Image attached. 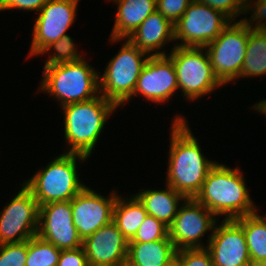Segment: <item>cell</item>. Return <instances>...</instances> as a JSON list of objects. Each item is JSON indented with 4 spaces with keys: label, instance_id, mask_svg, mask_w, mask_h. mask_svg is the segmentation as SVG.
<instances>
[{
    "label": "cell",
    "instance_id": "cell-1",
    "mask_svg": "<svg viewBox=\"0 0 266 266\" xmlns=\"http://www.w3.org/2000/svg\"><path fill=\"white\" fill-rule=\"evenodd\" d=\"M171 123L168 167L164 182L186 198H195L217 162L204 156L185 116L176 114Z\"/></svg>",
    "mask_w": 266,
    "mask_h": 266
},
{
    "label": "cell",
    "instance_id": "cell-2",
    "mask_svg": "<svg viewBox=\"0 0 266 266\" xmlns=\"http://www.w3.org/2000/svg\"><path fill=\"white\" fill-rule=\"evenodd\" d=\"M246 184L240 167L231 168L217 161L195 199L218 219H237L258 211Z\"/></svg>",
    "mask_w": 266,
    "mask_h": 266
},
{
    "label": "cell",
    "instance_id": "cell-3",
    "mask_svg": "<svg viewBox=\"0 0 266 266\" xmlns=\"http://www.w3.org/2000/svg\"><path fill=\"white\" fill-rule=\"evenodd\" d=\"M63 113L65 153L91 157L107 121L117 109L101 94L91 100L60 108ZM93 151V152H92Z\"/></svg>",
    "mask_w": 266,
    "mask_h": 266
},
{
    "label": "cell",
    "instance_id": "cell-4",
    "mask_svg": "<svg viewBox=\"0 0 266 266\" xmlns=\"http://www.w3.org/2000/svg\"><path fill=\"white\" fill-rule=\"evenodd\" d=\"M100 73L85 57L77 62L43 66L37 94L53 97L60 108L88 101L100 95Z\"/></svg>",
    "mask_w": 266,
    "mask_h": 266
},
{
    "label": "cell",
    "instance_id": "cell-5",
    "mask_svg": "<svg viewBox=\"0 0 266 266\" xmlns=\"http://www.w3.org/2000/svg\"><path fill=\"white\" fill-rule=\"evenodd\" d=\"M87 160L88 157L81 154L60 153L31 178L23 179L22 184L32 193L39 206L70 201L87 186L81 182L77 167Z\"/></svg>",
    "mask_w": 266,
    "mask_h": 266
},
{
    "label": "cell",
    "instance_id": "cell-6",
    "mask_svg": "<svg viewBox=\"0 0 266 266\" xmlns=\"http://www.w3.org/2000/svg\"><path fill=\"white\" fill-rule=\"evenodd\" d=\"M108 40L113 44L123 41V45L99 75L100 94L120 109L133 96L139 75L150 55L137 48L128 38L109 37Z\"/></svg>",
    "mask_w": 266,
    "mask_h": 266
},
{
    "label": "cell",
    "instance_id": "cell-7",
    "mask_svg": "<svg viewBox=\"0 0 266 266\" xmlns=\"http://www.w3.org/2000/svg\"><path fill=\"white\" fill-rule=\"evenodd\" d=\"M170 49L167 55L174 63L179 91L186 102L212 95L217 88L223 87L212 70L205 47L175 46Z\"/></svg>",
    "mask_w": 266,
    "mask_h": 266
},
{
    "label": "cell",
    "instance_id": "cell-8",
    "mask_svg": "<svg viewBox=\"0 0 266 266\" xmlns=\"http://www.w3.org/2000/svg\"><path fill=\"white\" fill-rule=\"evenodd\" d=\"M246 17L231 21L221 34L205 47L212 70L224 87L229 83H237L240 77L249 38V19Z\"/></svg>",
    "mask_w": 266,
    "mask_h": 266
},
{
    "label": "cell",
    "instance_id": "cell-9",
    "mask_svg": "<svg viewBox=\"0 0 266 266\" xmlns=\"http://www.w3.org/2000/svg\"><path fill=\"white\" fill-rule=\"evenodd\" d=\"M230 22L222 12L193 0L174 25L175 44L183 47H206Z\"/></svg>",
    "mask_w": 266,
    "mask_h": 266
},
{
    "label": "cell",
    "instance_id": "cell-10",
    "mask_svg": "<svg viewBox=\"0 0 266 266\" xmlns=\"http://www.w3.org/2000/svg\"><path fill=\"white\" fill-rule=\"evenodd\" d=\"M212 212L199 203L195 198H186L169 228V238L176 250L207 248L218 222ZM209 232V233H208ZM207 235L204 244L203 237Z\"/></svg>",
    "mask_w": 266,
    "mask_h": 266
},
{
    "label": "cell",
    "instance_id": "cell-11",
    "mask_svg": "<svg viewBox=\"0 0 266 266\" xmlns=\"http://www.w3.org/2000/svg\"><path fill=\"white\" fill-rule=\"evenodd\" d=\"M79 0H49L37 13L28 57H37L53 42L67 35L75 24Z\"/></svg>",
    "mask_w": 266,
    "mask_h": 266
},
{
    "label": "cell",
    "instance_id": "cell-12",
    "mask_svg": "<svg viewBox=\"0 0 266 266\" xmlns=\"http://www.w3.org/2000/svg\"><path fill=\"white\" fill-rule=\"evenodd\" d=\"M19 186L17 194L0 211V245L28 241L37 235L39 205L22 183Z\"/></svg>",
    "mask_w": 266,
    "mask_h": 266
},
{
    "label": "cell",
    "instance_id": "cell-13",
    "mask_svg": "<svg viewBox=\"0 0 266 266\" xmlns=\"http://www.w3.org/2000/svg\"><path fill=\"white\" fill-rule=\"evenodd\" d=\"M113 190L106 197L87 185L71 199L73 224L82 241L112 221L113 208L119 193L118 189Z\"/></svg>",
    "mask_w": 266,
    "mask_h": 266
},
{
    "label": "cell",
    "instance_id": "cell-14",
    "mask_svg": "<svg viewBox=\"0 0 266 266\" xmlns=\"http://www.w3.org/2000/svg\"><path fill=\"white\" fill-rule=\"evenodd\" d=\"M179 86L174 63L168 55L150 56L137 80L133 97L141 96L147 102L162 105L171 101Z\"/></svg>",
    "mask_w": 266,
    "mask_h": 266
},
{
    "label": "cell",
    "instance_id": "cell-15",
    "mask_svg": "<svg viewBox=\"0 0 266 266\" xmlns=\"http://www.w3.org/2000/svg\"><path fill=\"white\" fill-rule=\"evenodd\" d=\"M37 236L61 250L82 246L73 224L71 200L39 206Z\"/></svg>",
    "mask_w": 266,
    "mask_h": 266
},
{
    "label": "cell",
    "instance_id": "cell-16",
    "mask_svg": "<svg viewBox=\"0 0 266 266\" xmlns=\"http://www.w3.org/2000/svg\"><path fill=\"white\" fill-rule=\"evenodd\" d=\"M219 222L207 246L214 266H252L243 228L234 219Z\"/></svg>",
    "mask_w": 266,
    "mask_h": 266
},
{
    "label": "cell",
    "instance_id": "cell-17",
    "mask_svg": "<svg viewBox=\"0 0 266 266\" xmlns=\"http://www.w3.org/2000/svg\"><path fill=\"white\" fill-rule=\"evenodd\" d=\"M82 247L89 265L117 266L127 260L128 240L113 221L83 240Z\"/></svg>",
    "mask_w": 266,
    "mask_h": 266
},
{
    "label": "cell",
    "instance_id": "cell-18",
    "mask_svg": "<svg viewBox=\"0 0 266 266\" xmlns=\"http://www.w3.org/2000/svg\"><path fill=\"white\" fill-rule=\"evenodd\" d=\"M128 39L150 56L167 55L164 47L169 43L173 44L170 45L172 47L176 46L174 24L157 10L151 13Z\"/></svg>",
    "mask_w": 266,
    "mask_h": 266
},
{
    "label": "cell",
    "instance_id": "cell-19",
    "mask_svg": "<svg viewBox=\"0 0 266 266\" xmlns=\"http://www.w3.org/2000/svg\"><path fill=\"white\" fill-rule=\"evenodd\" d=\"M117 5L110 37H130L141 23L156 10V0H112Z\"/></svg>",
    "mask_w": 266,
    "mask_h": 266
},
{
    "label": "cell",
    "instance_id": "cell-20",
    "mask_svg": "<svg viewBox=\"0 0 266 266\" xmlns=\"http://www.w3.org/2000/svg\"><path fill=\"white\" fill-rule=\"evenodd\" d=\"M143 204L147 213L166 226H170L186 197L165 184L164 189H142L134 194Z\"/></svg>",
    "mask_w": 266,
    "mask_h": 266
},
{
    "label": "cell",
    "instance_id": "cell-21",
    "mask_svg": "<svg viewBox=\"0 0 266 266\" xmlns=\"http://www.w3.org/2000/svg\"><path fill=\"white\" fill-rule=\"evenodd\" d=\"M170 239L148 243H128L127 260L134 266H164L176 256Z\"/></svg>",
    "mask_w": 266,
    "mask_h": 266
},
{
    "label": "cell",
    "instance_id": "cell-22",
    "mask_svg": "<svg viewBox=\"0 0 266 266\" xmlns=\"http://www.w3.org/2000/svg\"><path fill=\"white\" fill-rule=\"evenodd\" d=\"M147 215L143 204L135 195L123 197L118 193L112 221L128 241L135 236Z\"/></svg>",
    "mask_w": 266,
    "mask_h": 266
},
{
    "label": "cell",
    "instance_id": "cell-23",
    "mask_svg": "<svg viewBox=\"0 0 266 266\" xmlns=\"http://www.w3.org/2000/svg\"><path fill=\"white\" fill-rule=\"evenodd\" d=\"M258 212L234 220L243 228L252 266H266V216Z\"/></svg>",
    "mask_w": 266,
    "mask_h": 266
},
{
    "label": "cell",
    "instance_id": "cell-24",
    "mask_svg": "<svg viewBox=\"0 0 266 266\" xmlns=\"http://www.w3.org/2000/svg\"><path fill=\"white\" fill-rule=\"evenodd\" d=\"M266 76V29L254 27L249 20V38L239 79Z\"/></svg>",
    "mask_w": 266,
    "mask_h": 266
},
{
    "label": "cell",
    "instance_id": "cell-25",
    "mask_svg": "<svg viewBox=\"0 0 266 266\" xmlns=\"http://www.w3.org/2000/svg\"><path fill=\"white\" fill-rule=\"evenodd\" d=\"M61 249L37 235L28 240L25 266H57Z\"/></svg>",
    "mask_w": 266,
    "mask_h": 266
},
{
    "label": "cell",
    "instance_id": "cell-26",
    "mask_svg": "<svg viewBox=\"0 0 266 266\" xmlns=\"http://www.w3.org/2000/svg\"><path fill=\"white\" fill-rule=\"evenodd\" d=\"M68 34L49 45L41 54H49L44 66H51L60 63L77 62L84 58L82 52L77 49L79 46Z\"/></svg>",
    "mask_w": 266,
    "mask_h": 266
},
{
    "label": "cell",
    "instance_id": "cell-27",
    "mask_svg": "<svg viewBox=\"0 0 266 266\" xmlns=\"http://www.w3.org/2000/svg\"><path fill=\"white\" fill-rule=\"evenodd\" d=\"M162 239H170L168 226L148 214L128 243H148Z\"/></svg>",
    "mask_w": 266,
    "mask_h": 266
},
{
    "label": "cell",
    "instance_id": "cell-28",
    "mask_svg": "<svg viewBox=\"0 0 266 266\" xmlns=\"http://www.w3.org/2000/svg\"><path fill=\"white\" fill-rule=\"evenodd\" d=\"M225 14L231 21L250 14L251 0H196Z\"/></svg>",
    "mask_w": 266,
    "mask_h": 266
},
{
    "label": "cell",
    "instance_id": "cell-29",
    "mask_svg": "<svg viewBox=\"0 0 266 266\" xmlns=\"http://www.w3.org/2000/svg\"><path fill=\"white\" fill-rule=\"evenodd\" d=\"M28 241L0 245V266H25Z\"/></svg>",
    "mask_w": 266,
    "mask_h": 266
},
{
    "label": "cell",
    "instance_id": "cell-30",
    "mask_svg": "<svg viewBox=\"0 0 266 266\" xmlns=\"http://www.w3.org/2000/svg\"><path fill=\"white\" fill-rule=\"evenodd\" d=\"M183 266H214L207 248L181 249L176 252Z\"/></svg>",
    "mask_w": 266,
    "mask_h": 266
},
{
    "label": "cell",
    "instance_id": "cell-31",
    "mask_svg": "<svg viewBox=\"0 0 266 266\" xmlns=\"http://www.w3.org/2000/svg\"><path fill=\"white\" fill-rule=\"evenodd\" d=\"M193 0H156V10L174 25Z\"/></svg>",
    "mask_w": 266,
    "mask_h": 266
},
{
    "label": "cell",
    "instance_id": "cell-32",
    "mask_svg": "<svg viewBox=\"0 0 266 266\" xmlns=\"http://www.w3.org/2000/svg\"><path fill=\"white\" fill-rule=\"evenodd\" d=\"M49 0H0V11L4 10H22L24 12H36L41 10V8L48 2Z\"/></svg>",
    "mask_w": 266,
    "mask_h": 266
},
{
    "label": "cell",
    "instance_id": "cell-33",
    "mask_svg": "<svg viewBox=\"0 0 266 266\" xmlns=\"http://www.w3.org/2000/svg\"><path fill=\"white\" fill-rule=\"evenodd\" d=\"M83 247L61 250L57 266H88Z\"/></svg>",
    "mask_w": 266,
    "mask_h": 266
},
{
    "label": "cell",
    "instance_id": "cell-34",
    "mask_svg": "<svg viewBox=\"0 0 266 266\" xmlns=\"http://www.w3.org/2000/svg\"><path fill=\"white\" fill-rule=\"evenodd\" d=\"M250 13L247 18L254 27H266V0H251Z\"/></svg>",
    "mask_w": 266,
    "mask_h": 266
},
{
    "label": "cell",
    "instance_id": "cell-35",
    "mask_svg": "<svg viewBox=\"0 0 266 266\" xmlns=\"http://www.w3.org/2000/svg\"><path fill=\"white\" fill-rule=\"evenodd\" d=\"M251 109L259 112V114H263V116L265 115L266 117V98L260 99L259 102H256L255 104H253Z\"/></svg>",
    "mask_w": 266,
    "mask_h": 266
},
{
    "label": "cell",
    "instance_id": "cell-36",
    "mask_svg": "<svg viewBox=\"0 0 266 266\" xmlns=\"http://www.w3.org/2000/svg\"><path fill=\"white\" fill-rule=\"evenodd\" d=\"M164 266H183L180 258L176 255L173 259H171Z\"/></svg>",
    "mask_w": 266,
    "mask_h": 266
},
{
    "label": "cell",
    "instance_id": "cell-37",
    "mask_svg": "<svg viewBox=\"0 0 266 266\" xmlns=\"http://www.w3.org/2000/svg\"><path fill=\"white\" fill-rule=\"evenodd\" d=\"M117 266H134L128 260L119 263Z\"/></svg>",
    "mask_w": 266,
    "mask_h": 266
}]
</instances>
